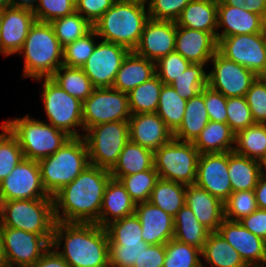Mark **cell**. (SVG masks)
I'll return each mask as SVG.
<instances>
[{"mask_svg":"<svg viewBox=\"0 0 266 267\" xmlns=\"http://www.w3.org/2000/svg\"><path fill=\"white\" fill-rule=\"evenodd\" d=\"M111 177L110 170L89 164L71 183L52 196L55 220L96 223Z\"/></svg>","mask_w":266,"mask_h":267,"instance_id":"obj_1","label":"cell"},{"mask_svg":"<svg viewBox=\"0 0 266 267\" xmlns=\"http://www.w3.org/2000/svg\"><path fill=\"white\" fill-rule=\"evenodd\" d=\"M63 240V250L58 251ZM51 247L68 267H109V237L96 223L56 221Z\"/></svg>","mask_w":266,"mask_h":267,"instance_id":"obj_2","label":"cell"},{"mask_svg":"<svg viewBox=\"0 0 266 267\" xmlns=\"http://www.w3.org/2000/svg\"><path fill=\"white\" fill-rule=\"evenodd\" d=\"M18 53L24 55L23 76L37 81L50 78L63 65V47L48 22L35 21Z\"/></svg>","mask_w":266,"mask_h":267,"instance_id":"obj_3","label":"cell"},{"mask_svg":"<svg viewBox=\"0 0 266 267\" xmlns=\"http://www.w3.org/2000/svg\"><path fill=\"white\" fill-rule=\"evenodd\" d=\"M146 6L115 1L94 24L93 29L103 41L122 45L134 51L149 19Z\"/></svg>","mask_w":266,"mask_h":267,"instance_id":"obj_4","label":"cell"},{"mask_svg":"<svg viewBox=\"0 0 266 267\" xmlns=\"http://www.w3.org/2000/svg\"><path fill=\"white\" fill-rule=\"evenodd\" d=\"M43 186L53 196L71 183L88 165L86 142L81 137H71L53 155L38 160Z\"/></svg>","mask_w":266,"mask_h":267,"instance_id":"obj_5","label":"cell"},{"mask_svg":"<svg viewBox=\"0 0 266 267\" xmlns=\"http://www.w3.org/2000/svg\"><path fill=\"white\" fill-rule=\"evenodd\" d=\"M55 222L53 198L0 202V227L40 234L51 243Z\"/></svg>","mask_w":266,"mask_h":267,"instance_id":"obj_6","label":"cell"},{"mask_svg":"<svg viewBox=\"0 0 266 267\" xmlns=\"http://www.w3.org/2000/svg\"><path fill=\"white\" fill-rule=\"evenodd\" d=\"M3 124L18 139L26 159L38 161L53 155L71 138L64 131L44 121L32 119L29 115L24 118L4 120Z\"/></svg>","mask_w":266,"mask_h":267,"instance_id":"obj_7","label":"cell"},{"mask_svg":"<svg viewBox=\"0 0 266 267\" xmlns=\"http://www.w3.org/2000/svg\"><path fill=\"white\" fill-rule=\"evenodd\" d=\"M85 132L89 164L111 170L129 141L128 121L98 124Z\"/></svg>","mask_w":266,"mask_h":267,"instance_id":"obj_8","label":"cell"},{"mask_svg":"<svg viewBox=\"0 0 266 267\" xmlns=\"http://www.w3.org/2000/svg\"><path fill=\"white\" fill-rule=\"evenodd\" d=\"M199 156L193 142L173 138L154 152V168L161 179L192 185L196 180Z\"/></svg>","mask_w":266,"mask_h":267,"instance_id":"obj_9","label":"cell"},{"mask_svg":"<svg viewBox=\"0 0 266 267\" xmlns=\"http://www.w3.org/2000/svg\"><path fill=\"white\" fill-rule=\"evenodd\" d=\"M42 100L49 124L64 131L70 137H81L75 127L84 125L82 122L83 102L64 91L51 78L43 79Z\"/></svg>","mask_w":266,"mask_h":267,"instance_id":"obj_10","label":"cell"},{"mask_svg":"<svg viewBox=\"0 0 266 267\" xmlns=\"http://www.w3.org/2000/svg\"><path fill=\"white\" fill-rule=\"evenodd\" d=\"M130 116L128 94L112 87L95 88L82 104L84 131L102 123L128 121Z\"/></svg>","mask_w":266,"mask_h":267,"instance_id":"obj_11","label":"cell"},{"mask_svg":"<svg viewBox=\"0 0 266 267\" xmlns=\"http://www.w3.org/2000/svg\"><path fill=\"white\" fill-rule=\"evenodd\" d=\"M38 198H52V196L43 186L38 161L23 158L0 182V202Z\"/></svg>","mask_w":266,"mask_h":267,"instance_id":"obj_12","label":"cell"},{"mask_svg":"<svg viewBox=\"0 0 266 267\" xmlns=\"http://www.w3.org/2000/svg\"><path fill=\"white\" fill-rule=\"evenodd\" d=\"M7 267H31L50 248L42 235L21 229L0 227Z\"/></svg>","mask_w":266,"mask_h":267,"instance_id":"obj_13","label":"cell"},{"mask_svg":"<svg viewBox=\"0 0 266 267\" xmlns=\"http://www.w3.org/2000/svg\"><path fill=\"white\" fill-rule=\"evenodd\" d=\"M217 51L257 76L266 67V36L263 33L223 37L218 41Z\"/></svg>","mask_w":266,"mask_h":267,"instance_id":"obj_14","label":"cell"},{"mask_svg":"<svg viewBox=\"0 0 266 267\" xmlns=\"http://www.w3.org/2000/svg\"><path fill=\"white\" fill-rule=\"evenodd\" d=\"M210 61L213 69L208 73V86L226 98L244 97L257 78L255 73L226 59L218 51Z\"/></svg>","mask_w":266,"mask_h":267,"instance_id":"obj_15","label":"cell"},{"mask_svg":"<svg viewBox=\"0 0 266 267\" xmlns=\"http://www.w3.org/2000/svg\"><path fill=\"white\" fill-rule=\"evenodd\" d=\"M129 52L130 50L122 45L101 40L81 68L95 88L112 87Z\"/></svg>","mask_w":266,"mask_h":267,"instance_id":"obj_16","label":"cell"},{"mask_svg":"<svg viewBox=\"0 0 266 267\" xmlns=\"http://www.w3.org/2000/svg\"><path fill=\"white\" fill-rule=\"evenodd\" d=\"M194 184L224 203L232 193L228 152L200 154Z\"/></svg>","mask_w":266,"mask_h":267,"instance_id":"obj_17","label":"cell"},{"mask_svg":"<svg viewBox=\"0 0 266 267\" xmlns=\"http://www.w3.org/2000/svg\"><path fill=\"white\" fill-rule=\"evenodd\" d=\"M217 232L240 254L248 267H266V241L239 221L225 218Z\"/></svg>","mask_w":266,"mask_h":267,"instance_id":"obj_18","label":"cell"},{"mask_svg":"<svg viewBox=\"0 0 266 267\" xmlns=\"http://www.w3.org/2000/svg\"><path fill=\"white\" fill-rule=\"evenodd\" d=\"M176 21L149 18L144 25L140 41L134 52L148 60L157 62L161 57L174 52Z\"/></svg>","mask_w":266,"mask_h":267,"instance_id":"obj_19","label":"cell"},{"mask_svg":"<svg viewBox=\"0 0 266 267\" xmlns=\"http://www.w3.org/2000/svg\"><path fill=\"white\" fill-rule=\"evenodd\" d=\"M35 21L34 13L29 8L11 6L4 9L0 27V53L4 56L18 53Z\"/></svg>","mask_w":266,"mask_h":267,"instance_id":"obj_20","label":"cell"},{"mask_svg":"<svg viewBox=\"0 0 266 267\" xmlns=\"http://www.w3.org/2000/svg\"><path fill=\"white\" fill-rule=\"evenodd\" d=\"M129 140L155 152L173 139V132L155 113L131 114Z\"/></svg>","mask_w":266,"mask_h":267,"instance_id":"obj_21","label":"cell"},{"mask_svg":"<svg viewBox=\"0 0 266 267\" xmlns=\"http://www.w3.org/2000/svg\"><path fill=\"white\" fill-rule=\"evenodd\" d=\"M217 38L205 32L176 24L175 52L192 64H206L217 52Z\"/></svg>","mask_w":266,"mask_h":267,"instance_id":"obj_22","label":"cell"},{"mask_svg":"<svg viewBox=\"0 0 266 267\" xmlns=\"http://www.w3.org/2000/svg\"><path fill=\"white\" fill-rule=\"evenodd\" d=\"M134 214L141 222L143 241L149 245L166 244L174 236L173 217L149 201L136 204Z\"/></svg>","mask_w":266,"mask_h":267,"instance_id":"obj_23","label":"cell"},{"mask_svg":"<svg viewBox=\"0 0 266 267\" xmlns=\"http://www.w3.org/2000/svg\"><path fill=\"white\" fill-rule=\"evenodd\" d=\"M262 16L248 11L245 7L225 5L218 0L217 28L224 27V31L217 32V42L223 37L262 33Z\"/></svg>","mask_w":266,"mask_h":267,"instance_id":"obj_24","label":"cell"},{"mask_svg":"<svg viewBox=\"0 0 266 267\" xmlns=\"http://www.w3.org/2000/svg\"><path fill=\"white\" fill-rule=\"evenodd\" d=\"M185 204L210 232H217L225 219L224 203L195 184L186 186Z\"/></svg>","mask_w":266,"mask_h":267,"instance_id":"obj_25","label":"cell"},{"mask_svg":"<svg viewBox=\"0 0 266 267\" xmlns=\"http://www.w3.org/2000/svg\"><path fill=\"white\" fill-rule=\"evenodd\" d=\"M135 208L136 204L124 185L120 180L111 177L104 191L99 219L96 224L105 228L113 221L134 215Z\"/></svg>","mask_w":266,"mask_h":267,"instance_id":"obj_26","label":"cell"},{"mask_svg":"<svg viewBox=\"0 0 266 267\" xmlns=\"http://www.w3.org/2000/svg\"><path fill=\"white\" fill-rule=\"evenodd\" d=\"M156 75V62L130 51L119 68L112 88L129 93Z\"/></svg>","mask_w":266,"mask_h":267,"instance_id":"obj_27","label":"cell"},{"mask_svg":"<svg viewBox=\"0 0 266 267\" xmlns=\"http://www.w3.org/2000/svg\"><path fill=\"white\" fill-rule=\"evenodd\" d=\"M218 0H192L182 11L176 24L180 27L212 33L217 38Z\"/></svg>","mask_w":266,"mask_h":267,"instance_id":"obj_28","label":"cell"},{"mask_svg":"<svg viewBox=\"0 0 266 267\" xmlns=\"http://www.w3.org/2000/svg\"><path fill=\"white\" fill-rule=\"evenodd\" d=\"M210 121L204 102V88L187 100L183 121L173 133V138L182 142H194Z\"/></svg>","mask_w":266,"mask_h":267,"instance_id":"obj_29","label":"cell"},{"mask_svg":"<svg viewBox=\"0 0 266 267\" xmlns=\"http://www.w3.org/2000/svg\"><path fill=\"white\" fill-rule=\"evenodd\" d=\"M154 168V152L129 140L119 155V159L110 170L112 178L119 180Z\"/></svg>","mask_w":266,"mask_h":267,"instance_id":"obj_30","label":"cell"},{"mask_svg":"<svg viewBox=\"0 0 266 267\" xmlns=\"http://www.w3.org/2000/svg\"><path fill=\"white\" fill-rule=\"evenodd\" d=\"M228 175L232 192L254 190L261 177L259 161L228 152Z\"/></svg>","mask_w":266,"mask_h":267,"instance_id":"obj_31","label":"cell"},{"mask_svg":"<svg viewBox=\"0 0 266 267\" xmlns=\"http://www.w3.org/2000/svg\"><path fill=\"white\" fill-rule=\"evenodd\" d=\"M193 144L200 154L231 152L235 133L227 123L209 121Z\"/></svg>","mask_w":266,"mask_h":267,"instance_id":"obj_32","label":"cell"},{"mask_svg":"<svg viewBox=\"0 0 266 267\" xmlns=\"http://www.w3.org/2000/svg\"><path fill=\"white\" fill-rule=\"evenodd\" d=\"M201 256L212 267H248L240 254L218 232L209 233Z\"/></svg>","mask_w":266,"mask_h":267,"instance_id":"obj_33","label":"cell"},{"mask_svg":"<svg viewBox=\"0 0 266 267\" xmlns=\"http://www.w3.org/2000/svg\"><path fill=\"white\" fill-rule=\"evenodd\" d=\"M173 238L202 250L210 231L196 218L185 204L173 217Z\"/></svg>","mask_w":266,"mask_h":267,"instance_id":"obj_34","label":"cell"},{"mask_svg":"<svg viewBox=\"0 0 266 267\" xmlns=\"http://www.w3.org/2000/svg\"><path fill=\"white\" fill-rule=\"evenodd\" d=\"M186 185L159 178L149 202L174 217L185 205Z\"/></svg>","mask_w":266,"mask_h":267,"instance_id":"obj_35","label":"cell"},{"mask_svg":"<svg viewBox=\"0 0 266 267\" xmlns=\"http://www.w3.org/2000/svg\"><path fill=\"white\" fill-rule=\"evenodd\" d=\"M50 78L64 91L82 102L95 89L91 80L84 74L83 69L78 67L61 65Z\"/></svg>","mask_w":266,"mask_h":267,"instance_id":"obj_36","label":"cell"},{"mask_svg":"<svg viewBox=\"0 0 266 267\" xmlns=\"http://www.w3.org/2000/svg\"><path fill=\"white\" fill-rule=\"evenodd\" d=\"M187 100L180 97L170 84H163L156 113L174 133L181 125Z\"/></svg>","mask_w":266,"mask_h":267,"instance_id":"obj_37","label":"cell"},{"mask_svg":"<svg viewBox=\"0 0 266 267\" xmlns=\"http://www.w3.org/2000/svg\"><path fill=\"white\" fill-rule=\"evenodd\" d=\"M163 84L155 75L127 93L131 114L155 113Z\"/></svg>","mask_w":266,"mask_h":267,"instance_id":"obj_38","label":"cell"},{"mask_svg":"<svg viewBox=\"0 0 266 267\" xmlns=\"http://www.w3.org/2000/svg\"><path fill=\"white\" fill-rule=\"evenodd\" d=\"M233 151L258 160L266 153V124H254L235 134Z\"/></svg>","mask_w":266,"mask_h":267,"instance_id":"obj_39","label":"cell"},{"mask_svg":"<svg viewBox=\"0 0 266 267\" xmlns=\"http://www.w3.org/2000/svg\"><path fill=\"white\" fill-rule=\"evenodd\" d=\"M50 24L62 47L83 37L93 29V25L76 11L73 14L56 18Z\"/></svg>","mask_w":266,"mask_h":267,"instance_id":"obj_40","label":"cell"},{"mask_svg":"<svg viewBox=\"0 0 266 267\" xmlns=\"http://www.w3.org/2000/svg\"><path fill=\"white\" fill-rule=\"evenodd\" d=\"M204 66L193 63L170 83L180 97L189 100L208 86V73Z\"/></svg>","mask_w":266,"mask_h":267,"instance_id":"obj_41","label":"cell"},{"mask_svg":"<svg viewBox=\"0 0 266 267\" xmlns=\"http://www.w3.org/2000/svg\"><path fill=\"white\" fill-rule=\"evenodd\" d=\"M166 256L163 267H204L199 255L201 250L171 239L165 244Z\"/></svg>","mask_w":266,"mask_h":267,"instance_id":"obj_42","label":"cell"},{"mask_svg":"<svg viewBox=\"0 0 266 267\" xmlns=\"http://www.w3.org/2000/svg\"><path fill=\"white\" fill-rule=\"evenodd\" d=\"M158 179L159 176L156 170L148 169L129 176H123L119 180L135 204H139L149 201Z\"/></svg>","mask_w":266,"mask_h":267,"instance_id":"obj_43","label":"cell"},{"mask_svg":"<svg viewBox=\"0 0 266 267\" xmlns=\"http://www.w3.org/2000/svg\"><path fill=\"white\" fill-rule=\"evenodd\" d=\"M0 182L4 180L16 165L24 158L16 136L3 124L0 125Z\"/></svg>","mask_w":266,"mask_h":267,"instance_id":"obj_44","label":"cell"},{"mask_svg":"<svg viewBox=\"0 0 266 267\" xmlns=\"http://www.w3.org/2000/svg\"><path fill=\"white\" fill-rule=\"evenodd\" d=\"M109 243H142L141 222L136 215L111 222L105 227Z\"/></svg>","mask_w":266,"mask_h":267,"instance_id":"obj_45","label":"cell"},{"mask_svg":"<svg viewBox=\"0 0 266 267\" xmlns=\"http://www.w3.org/2000/svg\"><path fill=\"white\" fill-rule=\"evenodd\" d=\"M96 31L92 29L83 37L63 47V65L81 68L92 55L96 43Z\"/></svg>","mask_w":266,"mask_h":267,"instance_id":"obj_46","label":"cell"},{"mask_svg":"<svg viewBox=\"0 0 266 267\" xmlns=\"http://www.w3.org/2000/svg\"><path fill=\"white\" fill-rule=\"evenodd\" d=\"M258 209L254 190L235 191L224 202L225 218L240 221Z\"/></svg>","mask_w":266,"mask_h":267,"instance_id":"obj_47","label":"cell"},{"mask_svg":"<svg viewBox=\"0 0 266 267\" xmlns=\"http://www.w3.org/2000/svg\"><path fill=\"white\" fill-rule=\"evenodd\" d=\"M149 244L109 243V267H133Z\"/></svg>","mask_w":266,"mask_h":267,"instance_id":"obj_48","label":"cell"},{"mask_svg":"<svg viewBox=\"0 0 266 267\" xmlns=\"http://www.w3.org/2000/svg\"><path fill=\"white\" fill-rule=\"evenodd\" d=\"M226 109L227 124L235 134L256 124L245 96L227 98Z\"/></svg>","mask_w":266,"mask_h":267,"instance_id":"obj_49","label":"cell"},{"mask_svg":"<svg viewBox=\"0 0 266 267\" xmlns=\"http://www.w3.org/2000/svg\"><path fill=\"white\" fill-rule=\"evenodd\" d=\"M32 10L36 21L48 22L73 14L76 11L75 0H38Z\"/></svg>","mask_w":266,"mask_h":267,"instance_id":"obj_50","label":"cell"},{"mask_svg":"<svg viewBox=\"0 0 266 267\" xmlns=\"http://www.w3.org/2000/svg\"><path fill=\"white\" fill-rule=\"evenodd\" d=\"M192 63L177 52L169 53L156 62V75L164 84H170L180 76Z\"/></svg>","mask_w":266,"mask_h":267,"instance_id":"obj_51","label":"cell"},{"mask_svg":"<svg viewBox=\"0 0 266 267\" xmlns=\"http://www.w3.org/2000/svg\"><path fill=\"white\" fill-rule=\"evenodd\" d=\"M192 0H149L148 15L154 20L176 21Z\"/></svg>","mask_w":266,"mask_h":267,"instance_id":"obj_52","label":"cell"},{"mask_svg":"<svg viewBox=\"0 0 266 267\" xmlns=\"http://www.w3.org/2000/svg\"><path fill=\"white\" fill-rule=\"evenodd\" d=\"M245 98L256 124H266V85L257 77Z\"/></svg>","mask_w":266,"mask_h":267,"instance_id":"obj_53","label":"cell"},{"mask_svg":"<svg viewBox=\"0 0 266 267\" xmlns=\"http://www.w3.org/2000/svg\"><path fill=\"white\" fill-rule=\"evenodd\" d=\"M204 102L210 121L227 123V98L209 86L204 88Z\"/></svg>","mask_w":266,"mask_h":267,"instance_id":"obj_54","label":"cell"},{"mask_svg":"<svg viewBox=\"0 0 266 267\" xmlns=\"http://www.w3.org/2000/svg\"><path fill=\"white\" fill-rule=\"evenodd\" d=\"M115 3V0H75L76 12L92 25ZM83 13V14H82Z\"/></svg>","mask_w":266,"mask_h":267,"instance_id":"obj_55","label":"cell"},{"mask_svg":"<svg viewBox=\"0 0 266 267\" xmlns=\"http://www.w3.org/2000/svg\"><path fill=\"white\" fill-rule=\"evenodd\" d=\"M165 256V244L149 245L133 267H163Z\"/></svg>","mask_w":266,"mask_h":267,"instance_id":"obj_56","label":"cell"},{"mask_svg":"<svg viewBox=\"0 0 266 267\" xmlns=\"http://www.w3.org/2000/svg\"><path fill=\"white\" fill-rule=\"evenodd\" d=\"M239 222L251 233L266 241V210L258 208Z\"/></svg>","mask_w":266,"mask_h":267,"instance_id":"obj_57","label":"cell"},{"mask_svg":"<svg viewBox=\"0 0 266 267\" xmlns=\"http://www.w3.org/2000/svg\"><path fill=\"white\" fill-rule=\"evenodd\" d=\"M31 267H68V264L59 253L50 246L42 257Z\"/></svg>","mask_w":266,"mask_h":267,"instance_id":"obj_58","label":"cell"},{"mask_svg":"<svg viewBox=\"0 0 266 267\" xmlns=\"http://www.w3.org/2000/svg\"><path fill=\"white\" fill-rule=\"evenodd\" d=\"M254 192L258 208L266 210V178L262 176L259 178Z\"/></svg>","mask_w":266,"mask_h":267,"instance_id":"obj_59","label":"cell"},{"mask_svg":"<svg viewBox=\"0 0 266 267\" xmlns=\"http://www.w3.org/2000/svg\"><path fill=\"white\" fill-rule=\"evenodd\" d=\"M244 7L248 11L262 16L266 11V0H245Z\"/></svg>","mask_w":266,"mask_h":267,"instance_id":"obj_60","label":"cell"},{"mask_svg":"<svg viewBox=\"0 0 266 267\" xmlns=\"http://www.w3.org/2000/svg\"><path fill=\"white\" fill-rule=\"evenodd\" d=\"M12 5L15 7H22V8H29L33 10L35 8V3H37L38 0H11Z\"/></svg>","mask_w":266,"mask_h":267,"instance_id":"obj_61","label":"cell"},{"mask_svg":"<svg viewBox=\"0 0 266 267\" xmlns=\"http://www.w3.org/2000/svg\"><path fill=\"white\" fill-rule=\"evenodd\" d=\"M0 267H7L6 257L4 253L3 239L0 234Z\"/></svg>","mask_w":266,"mask_h":267,"instance_id":"obj_62","label":"cell"},{"mask_svg":"<svg viewBox=\"0 0 266 267\" xmlns=\"http://www.w3.org/2000/svg\"><path fill=\"white\" fill-rule=\"evenodd\" d=\"M225 5L234 6V7H244L245 0H221Z\"/></svg>","mask_w":266,"mask_h":267,"instance_id":"obj_63","label":"cell"},{"mask_svg":"<svg viewBox=\"0 0 266 267\" xmlns=\"http://www.w3.org/2000/svg\"><path fill=\"white\" fill-rule=\"evenodd\" d=\"M259 166L261 169V176L266 178V153L259 159ZM264 167V168H263Z\"/></svg>","mask_w":266,"mask_h":267,"instance_id":"obj_64","label":"cell"},{"mask_svg":"<svg viewBox=\"0 0 266 267\" xmlns=\"http://www.w3.org/2000/svg\"><path fill=\"white\" fill-rule=\"evenodd\" d=\"M115 1L134 3V4L144 5V6H145V4H147L149 2L148 0H115Z\"/></svg>","mask_w":266,"mask_h":267,"instance_id":"obj_65","label":"cell"},{"mask_svg":"<svg viewBox=\"0 0 266 267\" xmlns=\"http://www.w3.org/2000/svg\"><path fill=\"white\" fill-rule=\"evenodd\" d=\"M13 6L11 0H0V10Z\"/></svg>","mask_w":266,"mask_h":267,"instance_id":"obj_66","label":"cell"},{"mask_svg":"<svg viewBox=\"0 0 266 267\" xmlns=\"http://www.w3.org/2000/svg\"><path fill=\"white\" fill-rule=\"evenodd\" d=\"M262 33L266 36V11L262 15Z\"/></svg>","mask_w":266,"mask_h":267,"instance_id":"obj_67","label":"cell"},{"mask_svg":"<svg viewBox=\"0 0 266 267\" xmlns=\"http://www.w3.org/2000/svg\"><path fill=\"white\" fill-rule=\"evenodd\" d=\"M257 77L266 85V67Z\"/></svg>","mask_w":266,"mask_h":267,"instance_id":"obj_68","label":"cell"},{"mask_svg":"<svg viewBox=\"0 0 266 267\" xmlns=\"http://www.w3.org/2000/svg\"><path fill=\"white\" fill-rule=\"evenodd\" d=\"M2 17H3V10H0V27H1Z\"/></svg>","mask_w":266,"mask_h":267,"instance_id":"obj_69","label":"cell"}]
</instances>
